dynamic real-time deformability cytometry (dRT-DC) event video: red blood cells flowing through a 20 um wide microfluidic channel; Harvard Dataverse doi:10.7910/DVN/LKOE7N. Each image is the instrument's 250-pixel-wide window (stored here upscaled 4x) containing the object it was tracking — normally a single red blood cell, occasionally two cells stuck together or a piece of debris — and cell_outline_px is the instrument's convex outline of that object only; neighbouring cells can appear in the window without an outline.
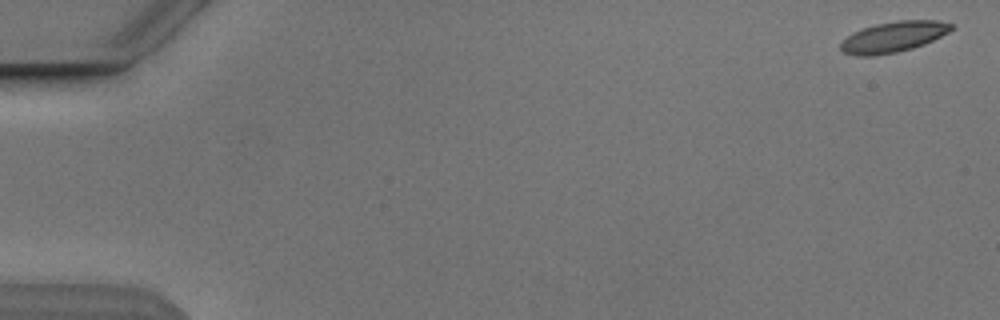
{"species": "Egyptian fruit bat (a non-hibernating species)", "species_latin": "Rousettus aegyptiacus", "temperature_condition": "cold", "stored_images_in_passage": 2, "segment_of_instrument_passage": [2, 2], "camera_frame_rate_fps": 3000, "um_per_image_px": 0.085, "animal": {"sex": "male"}, "frame": {"image": 1, "passage_image": 2, "time_ms": 1.333, "image_size_px": [1000, 320], "cell_outline_px": [[956, 28], [924, 44], [912, 48], [896, 52], [872, 56], [856, 56], [844, 52], [840, 48], [840, 44], [852, 32], [876, 24], [896, 20], [936, 20], [952, 24]], "centroid_in_image_um": [75.94, 3.13], "position_along_channel_um": 9.1, "area_um2": 19.65}}